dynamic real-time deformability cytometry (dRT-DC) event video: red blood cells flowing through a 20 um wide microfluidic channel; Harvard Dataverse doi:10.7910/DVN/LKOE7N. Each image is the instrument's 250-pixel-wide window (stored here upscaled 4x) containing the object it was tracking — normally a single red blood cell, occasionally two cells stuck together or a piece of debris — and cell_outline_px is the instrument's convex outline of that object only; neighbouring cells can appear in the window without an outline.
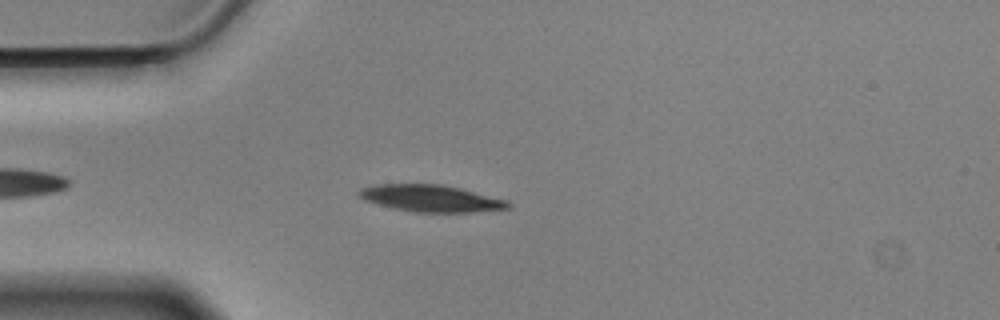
{"species": "Egyptian fruit bat (a non-hibernating species)", "species_latin": "Rousettus aegyptiacus", "temperature_condition": "cold", "stored_images_in_passage": 49, "camera_frame_rate_fps": 3000, "um_per_image_px": 0.085, "animal": {"sex": "male"}, "frame": {"image": 1, "passage_image": 7, "time_ms": 2.0, "image_size_px": [1000, 320], "cell_outline_px": [[512, 208], [472, 212], [416, 212], [392, 208], [364, 200], [356, 192], [360, 188], [376, 184], [440, 184], [460, 188], [508, 200], [512, 204]], "centroid_in_image_um": [36.64, 16.86], "position_along_channel_um": 48.4, "area_um2": 23.41}}
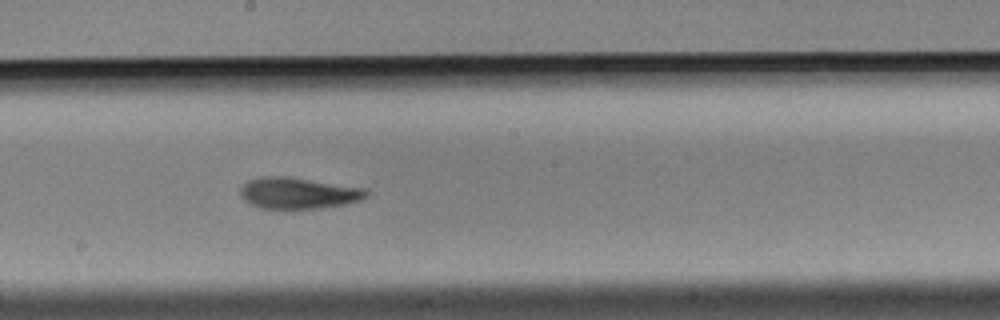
{"frame": {"image": 2, "passage_image": 23, "time_ms": 7.333, "image_size_px": [1000, 320], "cell_outline_px": [[368, 196], [360, 200], [348, 204], [320, 208], [260, 208], [244, 200], [240, 196], [240, 188], [248, 180], [264, 176], [284, 176], [368, 188]], "centroid_in_image_um": [25.38, 16.41], "position_along_channel_um": 222.8, "area_um2": 23.0}}
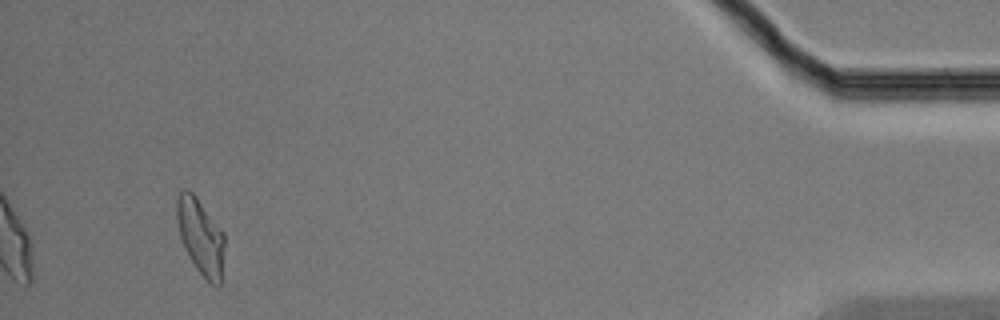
{"frame": {"image": 3, "passage_image": 46, "time_ms": 15.0, "image_size_px": [1000, 320], "cell_outline_px": [[224, 244], [220, 284], [212, 284], [196, 268], [180, 236], [176, 220], [176, 200], [180, 188], [188, 188], [196, 196], [224, 232]], "centroid_in_image_um": [17.03, 20.0], "position_along_channel_um": 418.2, "area_um2": 20.81}, "authors_computed_cell_mechanics": {"area_um2": 22.253, "velocity_mm_per_s": 3.498, "shape_relaxation_time_tau1_ms": 4.1539, "shape_relaxation_time_tau2_ms": 2.9587, "deformation_change_tau1": 0.1497, "deformation_change_tau2": 0.1064}}